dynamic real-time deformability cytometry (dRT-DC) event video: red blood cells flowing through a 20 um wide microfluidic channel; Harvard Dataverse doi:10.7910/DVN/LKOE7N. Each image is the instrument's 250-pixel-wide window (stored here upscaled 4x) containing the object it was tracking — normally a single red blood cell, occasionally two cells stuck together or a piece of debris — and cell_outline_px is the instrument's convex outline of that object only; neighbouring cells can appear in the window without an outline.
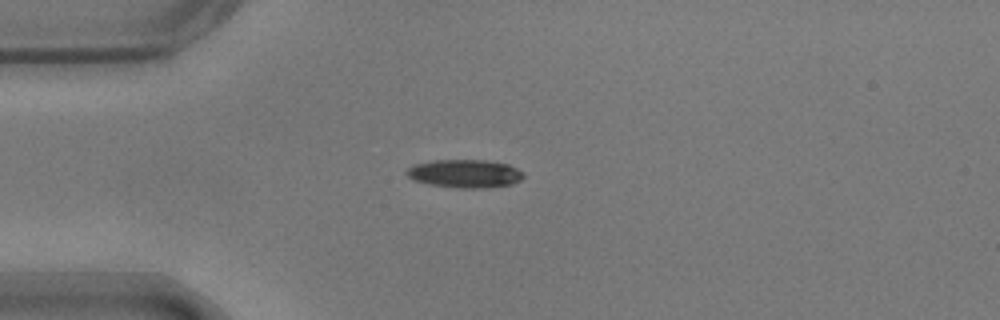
{"species": "common noctule bat (a hibernating species)", "species_latin": "Nyctalus noctula", "temperature_condition": "warm", "stored_images_in_passage": 42, "camera_frame_rate_fps": 3000, "um_per_image_px": 0.085, "animal": {"sex": "male", "body_mass_g": 17.9}, "frame": {"image": 1, "passage_image": 1, "time_ms": 0.0, "image_size_px": [1000, 320], "cell_outline_px": [[524, 176], [520, 180], [512, 184], [488, 188], [460, 188], [428, 184], [412, 180], [404, 172], [408, 168], [416, 164], [436, 160], [484, 160], [508, 164], [524, 172]], "centroid_in_image_um": [39.52, 14.76], "position_along_channel_um": 45.5, "area_um2": 19.25}}
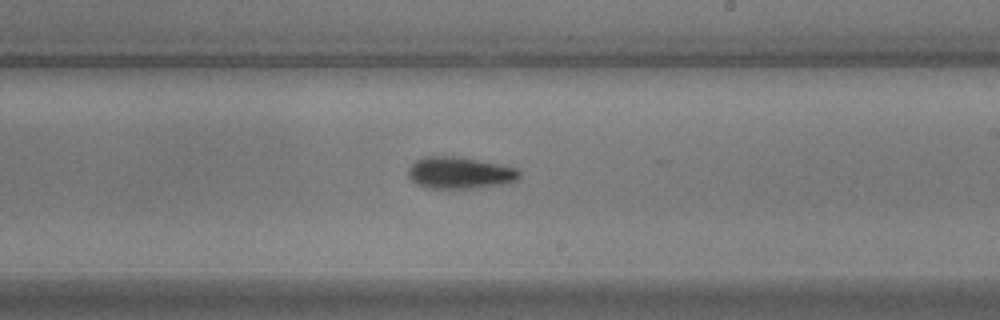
{"frame": {"image": 2, "passage_image": 19, "time_ms": 6.0, "image_size_px": [1000, 320], "cell_outline_px": [[520, 176], [516, 180], [500, 184], [472, 188], [424, 188], [416, 184], [408, 176], [408, 168], [416, 160], [424, 156], [452, 156], [476, 160], [520, 168]], "centroid_in_image_um": [39.04, 14.69], "position_along_channel_um": 250.0, "area_um2": 20.46}}
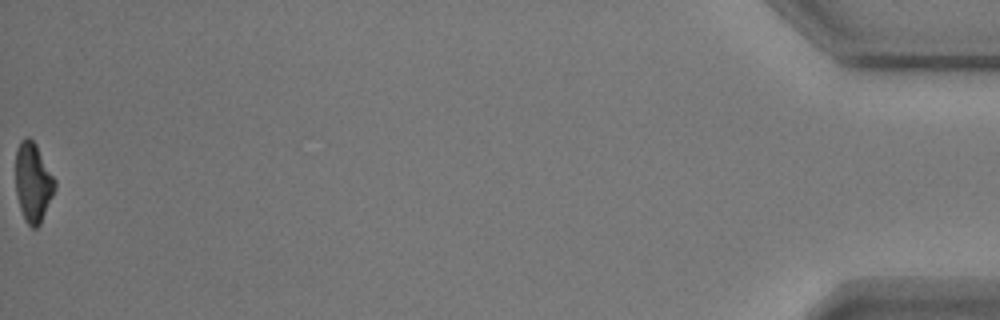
{"frame": {"image": 3, "passage_image": 42, "time_ms": 13.667, "image_size_px": [1000, 320], "cell_outline_px": [[56, 188], [40, 224], [36, 228], [32, 228], [24, 220], [16, 196], [16, 148], [20, 140], [24, 136], [28, 136], [36, 144], [56, 180]], "centroid_in_image_um": [2.8, 15.48], "position_along_channel_um": 432.4, "area_um2": 18.32}, "authors_computed_cell_mechanics": {"area_um2": 19.7676, "velocity_mm_per_s": 3.6911, "shape_relaxation_time_tau1_ms": 4.3354, "shape_relaxation_time_tau2_ms": 6.3558, "deformation_change_tau1": 0.1538, "deformation_change_tau2": 0.1613}}